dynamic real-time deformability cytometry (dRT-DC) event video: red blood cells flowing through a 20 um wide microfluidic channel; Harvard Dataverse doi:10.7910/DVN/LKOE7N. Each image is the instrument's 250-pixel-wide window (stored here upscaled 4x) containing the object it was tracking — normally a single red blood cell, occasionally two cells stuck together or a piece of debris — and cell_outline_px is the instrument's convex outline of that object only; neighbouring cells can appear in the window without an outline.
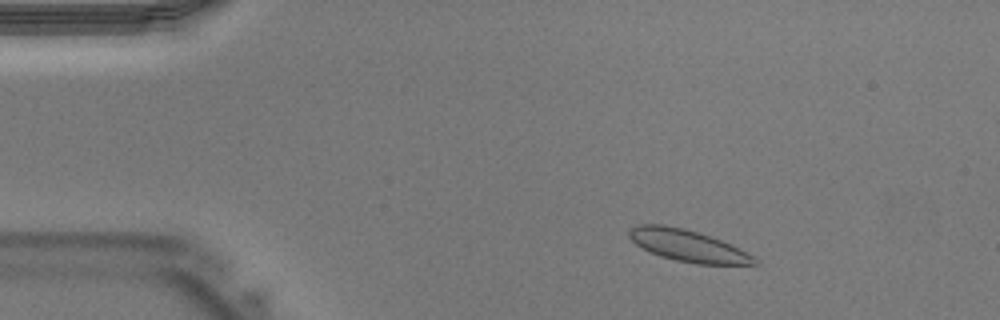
{"species": "Egyptian fruit bat (a non-hibernating species)", "species_latin": "Rousettus aegyptiacus", "temperature_condition": "warm", "stored_images_in_passage": 38, "segment_of_instrument_passage": [1, 2], "camera_frame_rate_fps": 3000, "um_per_image_px": 0.085, "animal": {"sex": "male"}, "frame": {"image": 1, "passage_image": 2, "time_ms": 0.333, "image_size_px": [1000, 320], "cell_outline_px": [[760, 264], [696, 264], [676, 260], [660, 256], [636, 244], [628, 236], [628, 232], [636, 224], [664, 224], [684, 228], [700, 232], [720, 240], [760, 260]], "centroid_in_image_um": [58.43, 20.87], "position_along_channel_um": 26.6, "area_um2": 22.89}}
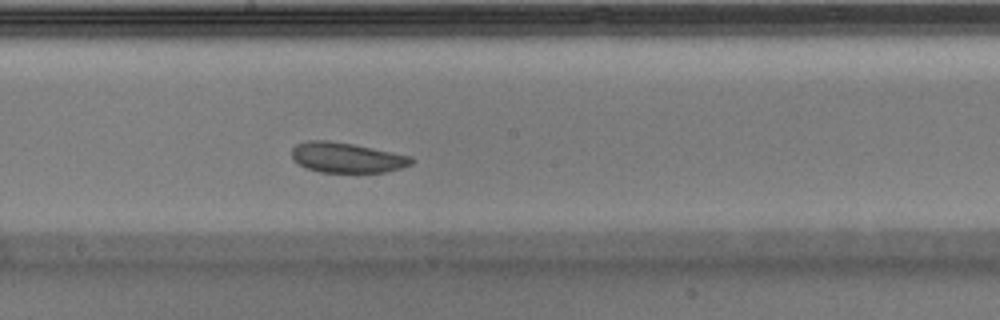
{"frame": {"image": 2, "passage_image": 18, "time_ms": 5.667, "image_size_px": [1000, 320], "cell_outline_px": [[416, 160], [412, 164], [400, 168], [384, 172], [320, 172], [304, 168], [292, 160], [292, 148], [296, 144], [308, 140], [328, 140], [352, 144], [412, 156]], "centroid_in_image_um": [29.45, 13.4], "position_along_channel_um": 218.8, "area_um2": 21.15}}
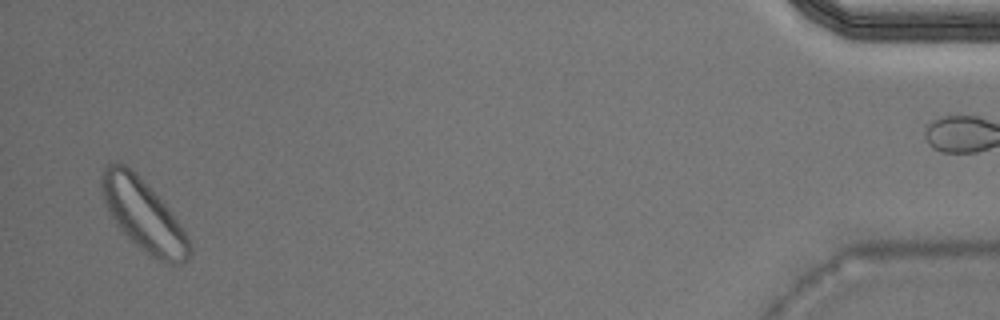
{"frame": {"image": 3, "passage_image": 36, "time_ms": 11.667, "image_size_px": [1000, 320], "cell_outline_px": [[192, 252], [188, 260], [184, 264], [172, 264], [156, 260], [144, 252], [116, 224], [108, 212], [100, 188], [100, 176], [104, 168], [108, 164], [116, 160], [124, 164], [164, 204], [188, 236], [192, 244]], "centroid_in_image_um": [12.19, 18.34], "position_along_channel_um": 423.0, "area_um2": 35.89}}